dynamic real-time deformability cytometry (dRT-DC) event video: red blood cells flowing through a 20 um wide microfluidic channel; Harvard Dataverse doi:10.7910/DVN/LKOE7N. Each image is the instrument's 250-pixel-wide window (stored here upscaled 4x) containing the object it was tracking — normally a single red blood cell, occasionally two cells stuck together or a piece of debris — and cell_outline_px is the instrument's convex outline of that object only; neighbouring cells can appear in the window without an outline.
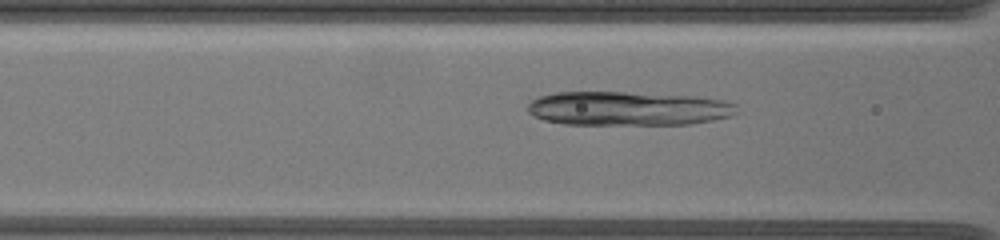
{"species": "common noctule bat (a hibernating species)", "species_latin": "Nyctalus noctula", "temperature_condition": "warm", "stored_images_in_passage": 20, "camera_frame_rate_fps": 3000, "um_per_image_px": 0.085, "animal": {"sex": "female", "body_mass_g": 19.5, "forearm_length_mm": 54.1}, "frame": {"image": 1, "passage_image": 8, "time_ms": 1.333, "image_size_px": [1000, 240], "cell_outline_px": [[736, 112], [728, 116], [712, 120], [688, 124], [564, 124], [544, 120], [532, 116], [528, 112], [528, 104], [532, 100], [540, 96], [556, 92], [624, 92], [696, 96], [724, 100], [736, 104]], "centroid_in_image_um": [53.34, 9.21], "position_along_channel_um": 113.3, "area_um2": 41.38}}
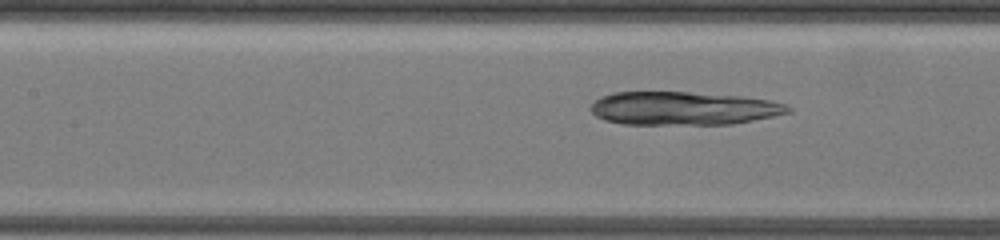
{"frame": {"image": 2, "passage_image": 14, "time_ms": 2.333, "image_size_px": [1000, 240], "cell_outline_px": [[792, 112], [732, 124], [620, 124], [604, 120], [596, 116], [588, 108], [600, 96], [612, 92], [688, 92], [740, 96], [772, 100], [788, 104], [792, 108]], "centroid_in_image_um": [58.08, 9.2], "position_along_channel_um": 149.3, "area_um2": 38.55}}